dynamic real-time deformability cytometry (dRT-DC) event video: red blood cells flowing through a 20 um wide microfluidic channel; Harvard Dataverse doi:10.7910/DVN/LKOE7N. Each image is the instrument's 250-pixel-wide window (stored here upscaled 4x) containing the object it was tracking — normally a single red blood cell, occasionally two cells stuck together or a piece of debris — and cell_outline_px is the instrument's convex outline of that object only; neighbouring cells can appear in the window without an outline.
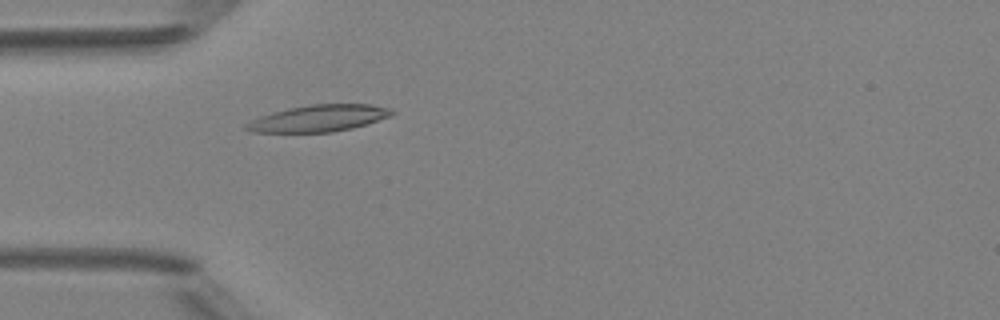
{"species": "Egyptian fruit bat (a non-hibernating species)", "species_latin": "Rousettus aegyptiacus", "temperature_condition": "room temperature", "stored_images_in_passage": 39, "camera_frame_rate_fps": 3000, "um_per_image_px": 0.085, "animal": {"sex": "female"}, "frame": {"image": 1, "passage_image": 5, "time_ms": 1.333, "image_size_px": [1000, 320], "cell_outline_px": [[396, 112], [392, 116], [352, 128], [332, 132], [252, 132], [244, 128], [244, 124], [260, 116], [288, 108], [308, 104], [368, 104], [392, 108]], "centroid_in_image_um": [27.12, 10.05], "position_along_channel_um": 57.9, "area_um2": 22.66}}
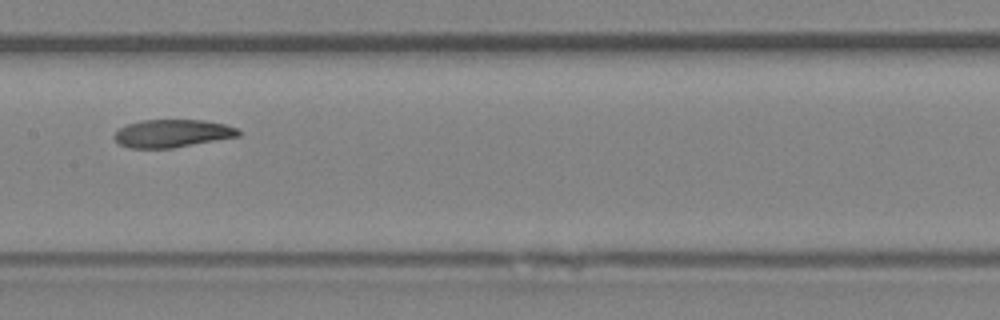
{"frame": {"image": 2, "passage_image": 15, "time_ms": 4.667, "image_size_px": [1000, 320], "cell_outline_px": [[240, 136], [172, 148], [132, 148], [120, 144], [112, 136], [120, 128], [128, 124], [140, 120], [204, 120], [224, 124], [236, 128], [240, 132]], "centroid_in_image_um": [14.64, 11.34], "position_along_channel_um": 192.8, "area_um2": 20.0}}
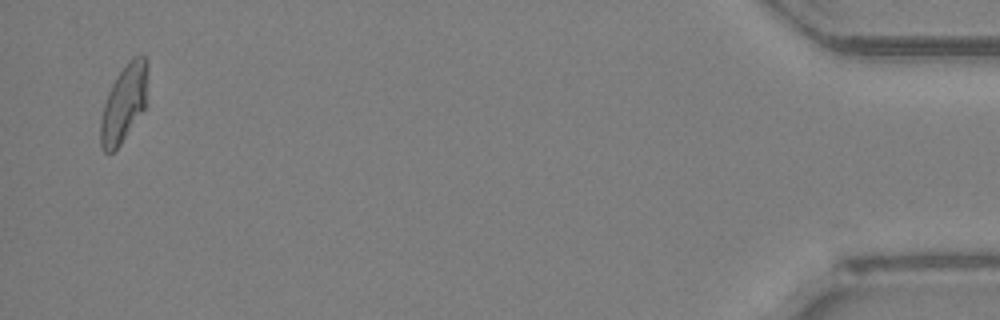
{"frame": {"image": 3, "passage_image": 38, "time_ms": 12.333, "image_size_px": [1000, 320], "cell_outline_px": [[148, 64], [144, 108], [120, 144], [112, 152], [104, 152], [100, 144], [100, 120], [104, 104], [108, 92], [116, 76], [128, 60], [132, 56], [144, 56], [148, 60]], "centroid_in_image_um": [10.51, 8.75], "position_along_channel_um": 424.7, "area_um2": 20.92}, "authors_computed_cell_mechanics": {"area_um2": 20.9814, "velocity_mm_per_s": 4.177, "shape_relaxation_time_tau1_ms": null, "shape_relaxation_time_tau2_ms": 2.2031, "deformation_change_tau1": null, "deformation_change_tau2": 0.0748}}